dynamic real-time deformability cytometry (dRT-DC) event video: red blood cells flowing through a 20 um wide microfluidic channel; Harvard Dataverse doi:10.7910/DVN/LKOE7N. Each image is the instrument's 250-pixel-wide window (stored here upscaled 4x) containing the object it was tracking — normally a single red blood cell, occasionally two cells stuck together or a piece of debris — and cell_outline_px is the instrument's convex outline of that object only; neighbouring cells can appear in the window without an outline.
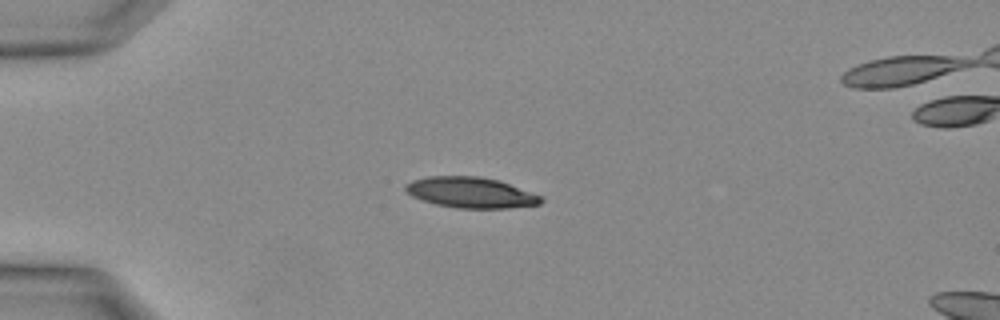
{"species": "Egyptian fruit bat (a non-hibernating species)", "species_latin": "Rousettus aegyptiacus", "temperature_condition": "warm", "stored_images_in_passage": 5, "camera_frame_rate_fps": 3000, "um_per_image_px": 0.085, "animal": {"sex": "female"}, "frame": {"image": 1, "passage_image": 1, "time_ms": 0.0, "image_size_px": [1000, 320], "cell_outline_px": [[544, 200], [540, 204], [508, 208], [456, 208], [436, 204], [412, 196], [404, 188], [404, 184], [412, 180], [428, 176], [480, 176], [500, 180], [540, 196]], "centroid_in_image_um": [40.0, 16.36], "position_along_channel_um": 45.0, "area_um2": 24.16}}
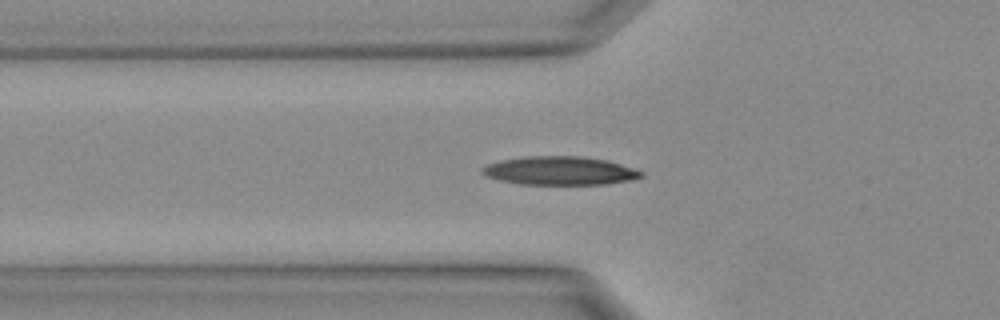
{"frame": {"image": 2, "passage_image": 4, "time_ms": 1.0, "image_size_px": [1000, 320], "cell_outline_px": [[644, 176], [632, 180], [604, 184], [520, 184], [500, 180], [484, 176], [480, 172], [480, 168], [488, 164], [500, 160], [528, 156], [580, 156], [604, 160], [620, 164], [644, 172]], "centroid_in_image_um": [47.55, 14.51], "position_along_channel_um": 78.3, "area_um2": 26.36}}